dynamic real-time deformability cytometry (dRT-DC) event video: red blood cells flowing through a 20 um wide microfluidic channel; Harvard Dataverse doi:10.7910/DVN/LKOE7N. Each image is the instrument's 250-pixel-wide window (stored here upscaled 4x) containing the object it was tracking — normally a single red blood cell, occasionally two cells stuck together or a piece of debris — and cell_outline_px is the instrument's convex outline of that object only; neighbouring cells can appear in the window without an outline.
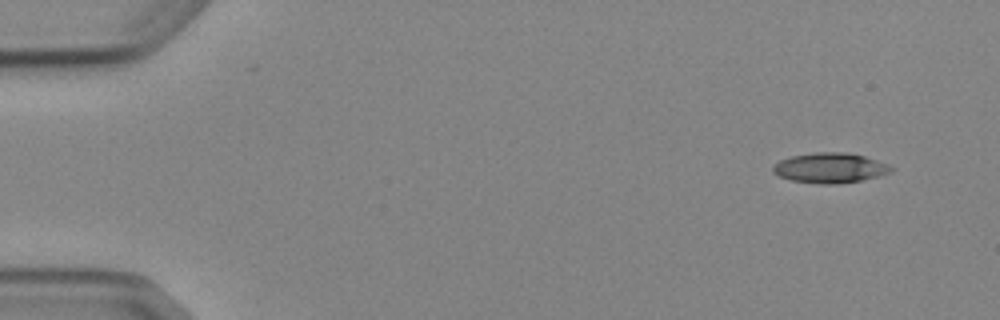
{"species": "Egyptian fruit bat (a non-hibernating species)", "species_latin": "Rousettus aegyptiacus", "temperature_condition": "cold", "stored_images_in_passage": 6, "camera_frame_rate_fps": 3000, "um_per_image_px": 0.085, "animal": {"sex": "female"}, "frame": {"image": 1, "passage_image": 1, "time_ms": 0.0, "image_size_px": [1000, 320], "cell_outline_px": [[896, 168], [892, 172], [880, 176], [860, 180], [836, 184], [820, 184], [792, 180], [780, 176], [772, 172], [772, 168], [780, 160], [792, 156], [816, 152], [844, 152], [864, 156], [888, 164]], "centroid_in_image_um": [70.59, 14.27], "position_along_channel_um": 14.4, "area_um2": 20.63}}
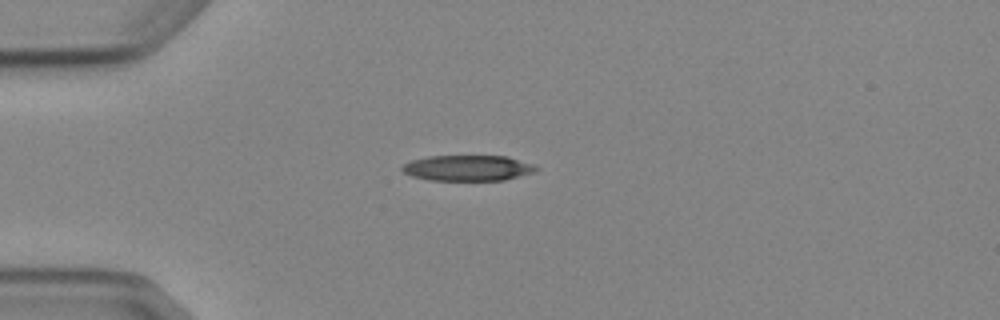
{"frame": {"image": 2, "passage_image": 4, "time_ms": 3.333, "image_size_px": [1000, 320], "cell_outline_px": [[540, 168], [536, 172], [504, 180], [428, 180], [412, 176], [404, 172], [400, 168], [404, 164], [412, 160], [428, 156], [508, 156], [536, 164]], "centroid_in_image_um": [39.83, 14.28], "position_along_channel_um": 45.2, "area_um2": 20.23}}
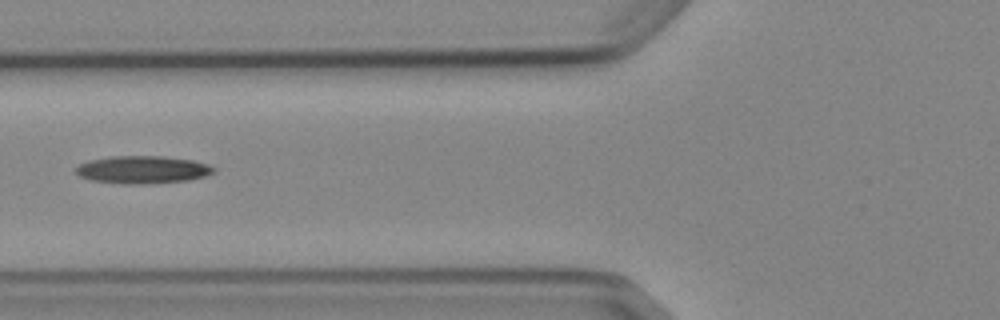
{"frame": {"image": 3, "passage_image": 6, "time_ms": 5.667, "image_size_px": [1000, 320], "cell_outline_px": [[216, 172], [204, 176], [188, 180], [140, 184], [124, 184], [92, 180], [80, 176], [76, 172], [76, 168], [80, 164], [88, 160], [112, 156], [164, 156], [192, 160], [208, 164], [216, 168]], "centroid_in_image_um": [12.14, 14.41], "position_along_channel_um": 113.7, "area_um2": 22.14}}